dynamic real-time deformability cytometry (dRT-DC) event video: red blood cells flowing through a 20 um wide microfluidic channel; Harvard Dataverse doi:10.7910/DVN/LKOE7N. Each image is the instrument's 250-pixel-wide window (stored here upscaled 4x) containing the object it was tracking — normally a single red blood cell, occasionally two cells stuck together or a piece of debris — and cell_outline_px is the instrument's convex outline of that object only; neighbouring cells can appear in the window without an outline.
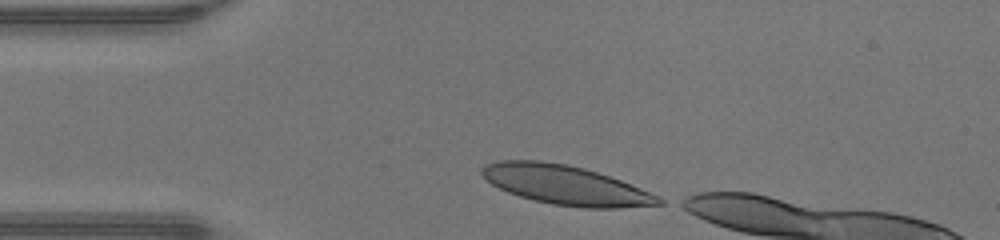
{"species": "human", "species_latin": "Homo sapiens", "temperature_condition": "warm", "stored_images_in_passage": 29, "camera_frame_rate_fps": 3000, "um_per_image_px": 0.085, "donor": {"sex": "male"}, "frame": {"image": 1, "passage_image": 1, "time_ms": 0.0, "image_size_px": [1000, 240], "cell_outline_px": [[668, 200], [664, 204], [620, 208], [584, 208], [552, 204], [520, 196], [508, 192], [492, 184], [480, 172], [480, 168], [488, 164], [500, 160], [540, 160], [568, 164], [584, 168], [620, 180], [660, 196]], "centroid_in_image_um": [48.12, 15.73], "position_along_channel_um": 36.9, "area_um2": 40.4}}
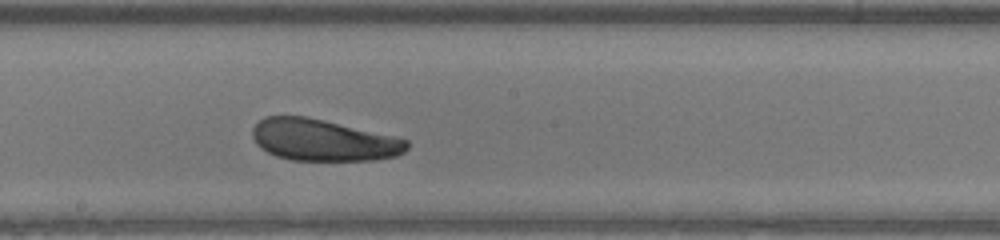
{"frame": {"image": 2, "passage_image": 16, "time_ms": 5.0, "image_size_px": [1000, 240], "cell_outline_px": [[408, 148], [404, 152], [396, 156], [376, 160], [292, 160], [276, 156], [260, 148], [256, 144], [252, 136], [252, 128], [264, 116], [308, 116], [392, 136], [408, 140]], "centroid_in_image_um": [27.44, 11.91], "position_along_channel_um": 220.8, "area_um2": 37.4}}
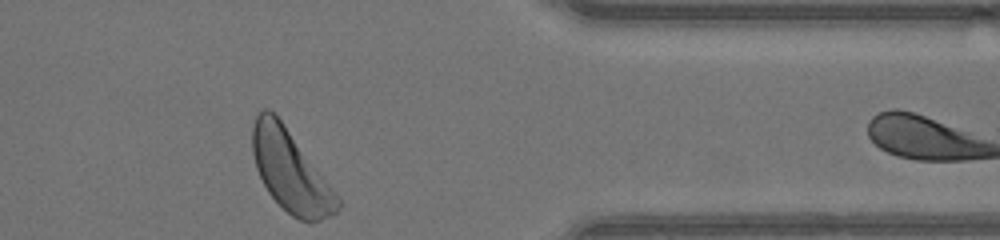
{"frame": {"image": 3, "passage_image": 29, "time_ms": 9.333, "image_size_px": [1000, 240], "cell_outline_px": [[340, 208], [332, 216], [308, 224], [292, 216], [268, 192], [256, 168], [252, 152], [252, 128], [256, 116], [260, 108], [268, 108], [280, 120], [340, 200]], "centroid_in_image_um": [24.66, 14.58], "position_along_channel_um": 386.7, "area_um2": 39.19}, "authors_computed_cell_mechanics": {"area_um2": 39.0728, "velocity_mm_per_s": 4.3074, "shape_relaxation_time_tau1_ms": 1.9357, "shape_relaxation_time_tau2_ms": 7.744, "deformation_change_tau1": 0.1028, "deformation_change_tau2": 0.2061}}